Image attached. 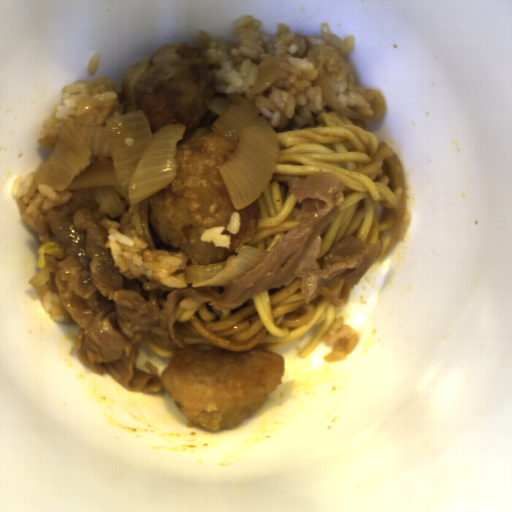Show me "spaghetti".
<instances>
[{"instance_id":"spaghetti-1","label":"spaghetti","mask_w":512,"mask_h":512,"mask_svg":"<svg viewBox=\"0 0 512 512\" xmlns=\"http://www.w3.org/2000/svg\"><path fill=\"white\" fill-rule=\"evenodd\" d=\"M317 126L273 128L280 151L270 183L256 198L258 225L245 246L272 250L302 221V203L288 193V182L319 172H332L344 183V202L333 222L320 231L321 247L316 262L338 243L354 235L365 244L381 240L384 255L391 238L395 207L404 189L389 188L383 159L393 156L390 146L378 143L361 120L336 110L318 113Z\"/></svg>"},{"instance_id":"spaghetti-3","label":"spaghetti","mask_w":512,"mask_h":512,"mask_svg":"<svg viewBox=\"0 0 512 512\" xmlns=\"http://www.w3.org/2000/svg\"><path fill=\"white\" fill-rule=\"evenodd\" d=\"M142 336L144 340L147 342V344L150 346V348L153 350V352L160 358H173L176 351H171L169 348L167 350H164L158 345V343L155 341L153 337H146L144 335Z\"/></svg>"},{"instance_id":"spaghetti-5","label":"spaghetti","mask_w":512,"mask_h":512,"mask_svg":"<svg viewBox=\"0 0 512 512\" xmlns=\"http://www.w3.org/2000/svg\"><path fill=\"white\" fill-rule=\"evenodd\" d=\"M227 287L228 286H226V287H203V288L207 289L208 291H210L218 296L219 294L224 292Z\"/></svg>"},{"instance_id":"spaghetti-2","label":"spaghetti","mask_w":512,"mask_h":512,"mask_svg":"<svg viewBox=\"0 0 512 512\" xmlns=\"http://www.w3.org/2000/svg\"><path fill=\"white\" fill-rule=\"evenodd\" d=\"M351 289L341 280L326 284L307 303L301 281L295 278L287 287L265 288L237 309L225 310L184 297L176 303L173 326L184 347L206 354L214 349L233 354L251 349L273 352L316 325L314 335L297 354L306 358L323 341Z\"/></svg>"},{"instance_id":"spaghetti-4","label":"spaghetti","mask_w":512,"mask_h":512,"mask_svg":"<svg viewBox=\"0 0 512 512\" xmlns=\"http://www.w3.org/2000/svg\"><path fill=\"white\" fill-rule=\"evenodd\" d=\"M212 127H197L191 134L190 138L188 139V141H195L197 140L198 138L204 136L205 134L209 133V132H215L214 130L211 129ZM187 141V142H188Z\"/></svg>"}]
</instances>
